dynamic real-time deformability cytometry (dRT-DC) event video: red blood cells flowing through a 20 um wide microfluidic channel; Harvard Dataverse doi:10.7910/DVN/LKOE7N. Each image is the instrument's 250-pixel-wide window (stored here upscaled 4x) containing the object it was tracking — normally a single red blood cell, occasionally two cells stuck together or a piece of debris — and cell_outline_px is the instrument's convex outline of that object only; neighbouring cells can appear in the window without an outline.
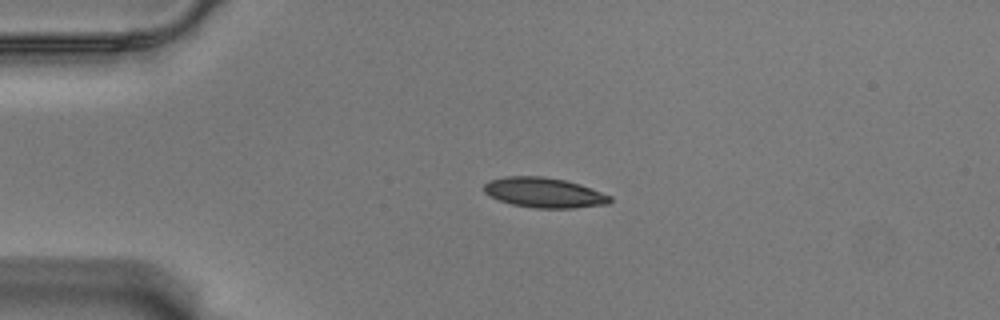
{"species": "Egyptian fruit bat (a non-hibernating species)", "species_latin": "Rousettus aegyptiacus", "temperature_condition": "warm", "stored_images_in_passage": 6, "camera_frame_rate_fps": 3000, "um_per_image_px": 0.085, "animal": {"sex": "male"}, "frame": {"image": 1, "passage_image": 1, "time_ms": 0.0, "image_size_px": [1000, 320], "cell_outline_px": [[612, 200], [608, 204], [572, 208], [536, 208], [512, 204], [500, 200], [484, 192], [484, 184], [488, 180], [504, 176], [540, 176], [564, 180], [580, 184], [612, 196]], "centroid_in_image_um": [46.25, 16.37], "position_along_channel_um": 38.7, "area_um2": 21.96}}